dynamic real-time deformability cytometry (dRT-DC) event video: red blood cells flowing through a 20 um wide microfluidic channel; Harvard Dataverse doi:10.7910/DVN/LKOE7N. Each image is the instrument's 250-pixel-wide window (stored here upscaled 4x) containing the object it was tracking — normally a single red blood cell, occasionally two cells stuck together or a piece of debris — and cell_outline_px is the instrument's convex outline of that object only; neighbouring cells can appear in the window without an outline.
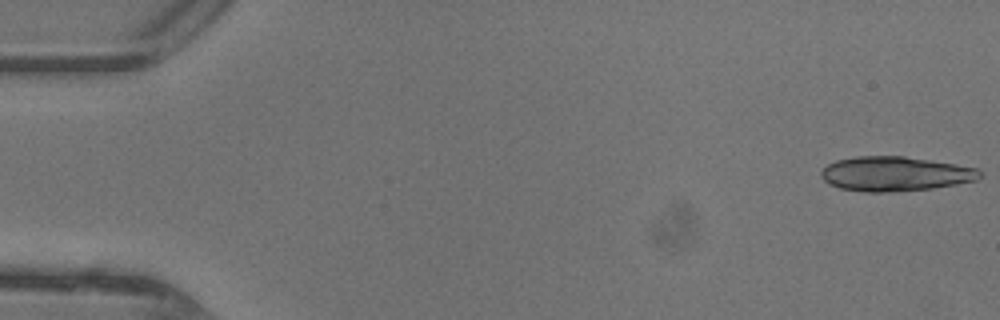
{"species": "common noctule bat (a hibernating species)", "species_latin": "Nyctalus noctula", "temperature_condition": "warm", "stored_images_in_passage": 16, "camera_frame_rate_fps": 3000, "um_per_image_px": 0.085, "animal": {"sex": "female"}, "frame": {"image": 1, "passage_image": 1, "time_ms": 0.0, "image_size_px": [1000, 320], "cell_outline_px": [[980, 176], [976, 180], [956, 184], [932, 188], [896, 192], [864, 192], [840, 188], [828, 184], [820, 176], [820, 172], [828, 164], [836, 160], [856, 156], [904, 156], [956, 164], [976, 168], [980, 172]], "centroid_in_image_um": [76.04, 14.78], "position_along_channel_um": 9.0, "area_um2": 31.96}}